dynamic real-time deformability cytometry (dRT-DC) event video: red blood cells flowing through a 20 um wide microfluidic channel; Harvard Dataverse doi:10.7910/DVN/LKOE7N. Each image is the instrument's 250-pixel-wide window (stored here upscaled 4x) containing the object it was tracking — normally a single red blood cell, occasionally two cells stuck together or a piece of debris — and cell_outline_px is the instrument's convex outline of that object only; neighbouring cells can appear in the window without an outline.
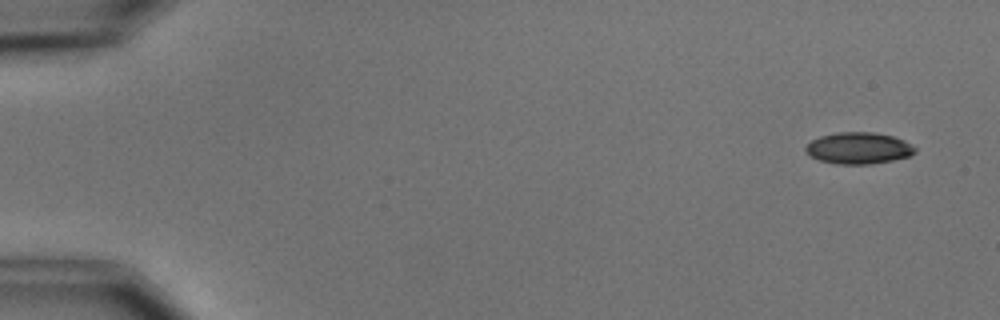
{"species": "common noctule bat (a hibernating species)", "species_latin": "Nyctalus noctula", "temperature_condition": "cold", "stored_images_in_passage": 5, "camera_frame_rate_fps": 3000, "um_per_image_px": 0.085, "animal": {"sex": "male", "body_mass_g": 15.6}, "frame": {"image": 1, "passage_image": 1, "time_ms": 0.0, "image_size_px": [1000, 320], "cell_outline_px": [[916, 152], [912, 156], [872, 164], [836, 164], [820, 160], [804, 152], [804, 148], [812, 140], [820, 136], [836, 132], [876, 132], [892, 136], [904, 140], [916, 148]], "centroid_in_image_um": [72.99, 12.59], "position_along_channel_um": 12.0, "area_um2": 20.23}}
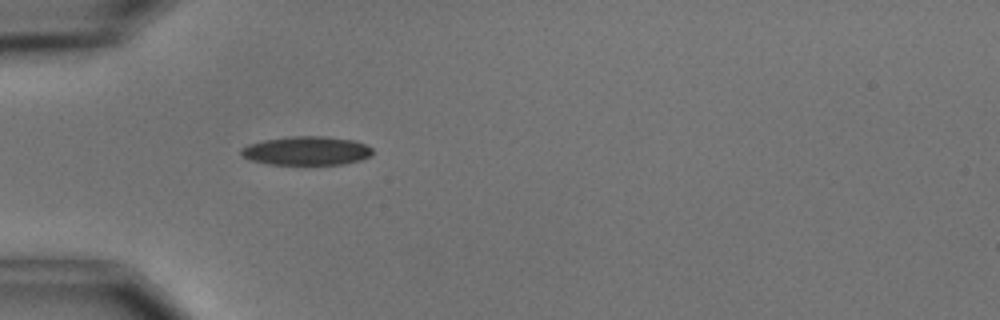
{"frame": {"image": 2, "passage_image": 5, "time_ms": 4.667, "image_size_px": [1000, 320], "cell_outline_px": [[372, 156], [360, 160], [344, 164], [268, 164], [252, 160], [240, 156], [240, 148], [248, 144], [264, 140], [292, 136], [324, 136], [352, 140], [364, 144], [372, 148]], "centroid_in_image_um": [26.03, 12.81], "position_along_channel_um": 59.0, "area_um2": 22.02}}